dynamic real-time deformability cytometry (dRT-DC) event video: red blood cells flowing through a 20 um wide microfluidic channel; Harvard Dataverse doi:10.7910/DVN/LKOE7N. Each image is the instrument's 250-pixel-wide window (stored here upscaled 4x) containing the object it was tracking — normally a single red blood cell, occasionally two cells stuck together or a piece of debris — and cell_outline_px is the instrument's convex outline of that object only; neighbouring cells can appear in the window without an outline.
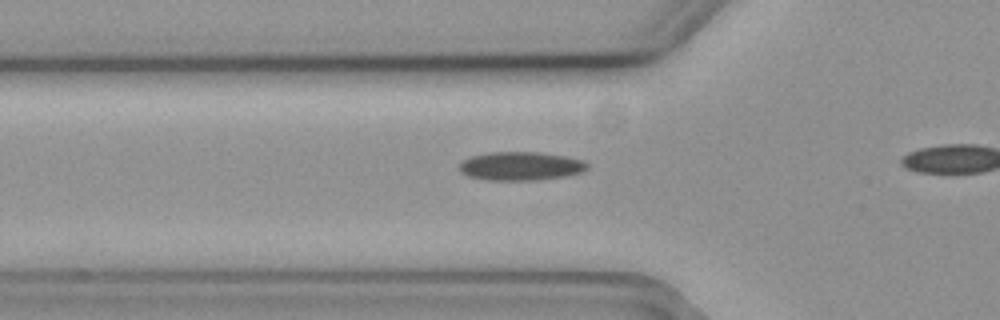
{"species": "common noctule bat (a hibernating species)", "species_latin": "Nyctalus noctula", "temperature_condition": "cold", "stored_images_in_passage": 11, "camera_frame_rate_fps": 3000, "um_per_image_px": 0.085, "animal": {"sex": "female", "body_mass_g": 19.3, "forearm_length_mm": 54.1}, "frame": {"image": 1, "passage_image": 2, "time_ms": 0.333, "image_size_px": [1000, 320], "cell_outline_px": [[588, 168], [580, 172], [564, 176], [540, 180], [484, 180], [468, 176], [460, 172], [460, 164], [464, 160], [472, 156], [488, 152], [540, 152], [564, 156], [584, 160], [588, 164]], "centroid_in_image_um": [44.25, 14.12], "position_along_channel_um": 81.5, "area_um2": 21.33}}
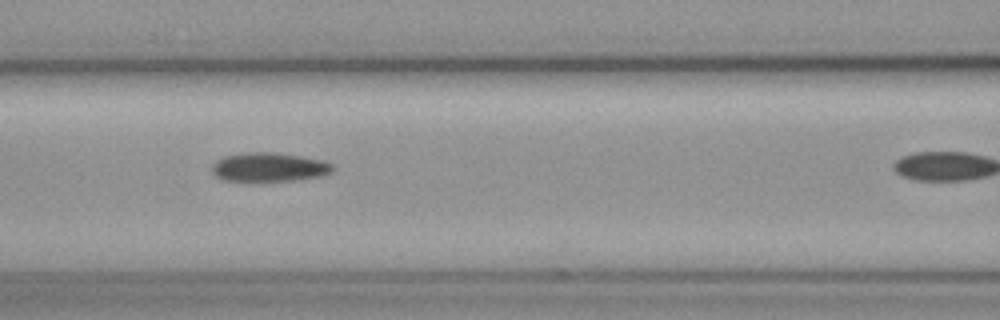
{"frame": {"image": 2, "passage_image": 7, "time_ms": 2.0, "image_size_px": [1000, 320], "cell_outline_px": [[332, 172], [320, 176], [292, 180], [220, 180], [212, 172], [212, 164], [216, 160], [224, 156], [244, 152], [272, 152], [300, 156], [324, 160], [332, 164]], "centroid_in_image_um": [22.84, 14.19], "position_along_channel_um": 143.8, "area_um2": 20.17}}